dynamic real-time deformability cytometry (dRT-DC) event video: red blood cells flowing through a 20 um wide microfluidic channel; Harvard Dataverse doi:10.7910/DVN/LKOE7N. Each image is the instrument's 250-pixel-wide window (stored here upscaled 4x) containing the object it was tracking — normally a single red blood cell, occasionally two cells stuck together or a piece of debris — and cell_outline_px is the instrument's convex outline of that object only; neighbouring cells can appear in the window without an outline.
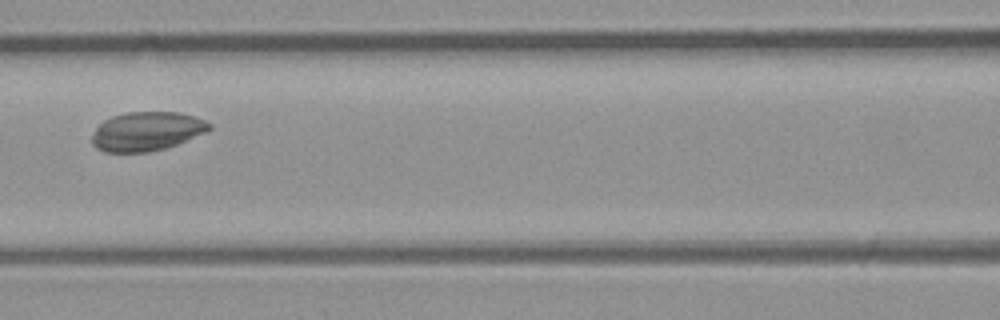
{"species": "common noctule bat (a hibernating species)", "species_latin": "Nyctalus noctula", "temperature_condition": "room temperature", "stored_images_in_passage": 5, "camera_frame_rate_fps": 3000, "um_per_image_px": 0.085, "animal": {"sex": "male", "body_mass_g": 23.1, "forearm_length_mm": 52.7}, "frame": {"image": 1, "passage_image": 5, "time_ms": 5.333, "image_size_px": [1000, 320], "cell_outline_px": [[212, 128], [208, 132], [176, 144], [164, 148], [148, 152], [104, 152], [96, 148], [92, 144], [92, 136], [96, 128], [104, 120], [112, 116], [128, 112], [180, 112], [204, 120], [212, 124]], "centroid_in_image_um": [12.48, 11.16], "position_along_channel_um": 154.1, "area_um2": 26.65}}